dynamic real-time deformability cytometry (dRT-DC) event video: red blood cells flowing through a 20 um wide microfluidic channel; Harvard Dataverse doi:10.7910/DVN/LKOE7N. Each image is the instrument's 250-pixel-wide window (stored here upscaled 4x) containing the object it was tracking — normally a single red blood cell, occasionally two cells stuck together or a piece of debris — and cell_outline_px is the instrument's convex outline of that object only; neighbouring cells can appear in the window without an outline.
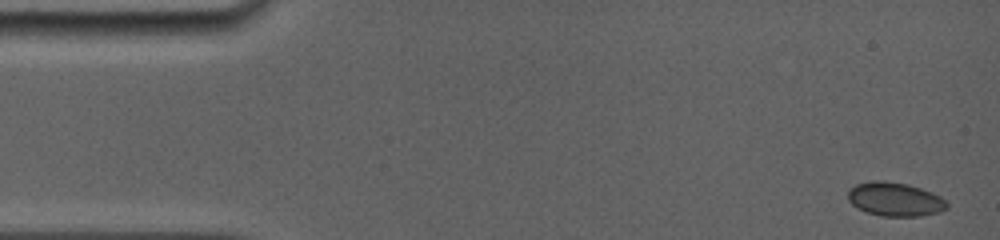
{"species": "common noctule bat (a hibernating species)", "species_latin": "Nyctalus noctula", "temperature_condition": "room temperature", "stored_images_in_passage": 38, "camera_frame_rate_fps": 5000, "um_per_image_px": 0.085, "animal": {"sex": "female", "body_mass_g": 19.0, "forearm_length_mm": 56.7}, "frame": {"image": 1, "passage_image": 1, "time_ms": 0.0, "image_size_px": [1000, 240], "cell_outline_px": [[948, 208], [940, 212], [920, 216], [880, 216], [868, 212], [852, 204], [848, 200], [848, 188], [856, 184], [880, 180], [908, 184], [932, 192], [940, 196], [948, 204]], "centroid_in_image_um": [76.08, 16.94], "position_along_channel_um": 8.9, "area_um2": 19.42}}
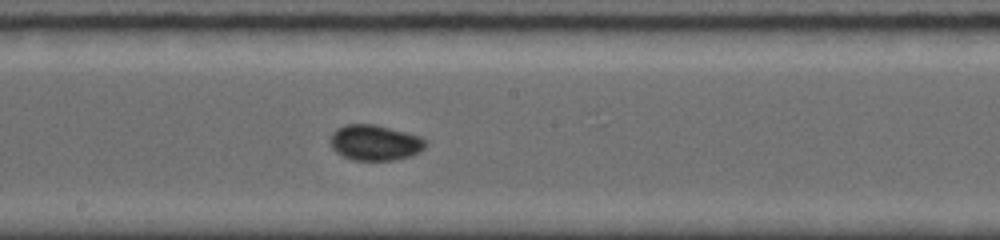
{"frame": {"image": 2, "passage_image": 22, "time_ms": 8.2, "image_size_px": [1000, 240], "cell_outline_px": [[428, 144], [420, 152], [412, 156], [392, 160], [352, 160], [336, 152], [332, 148], [328, 140], [332, 132], [336, 128], [344, 124], [372, 124], [420, 136], [428, 140]], "centroid_in_image_um": [31.86, 12.13], "position_along_channel_um": 216.3, "area_um2": 19.94}}
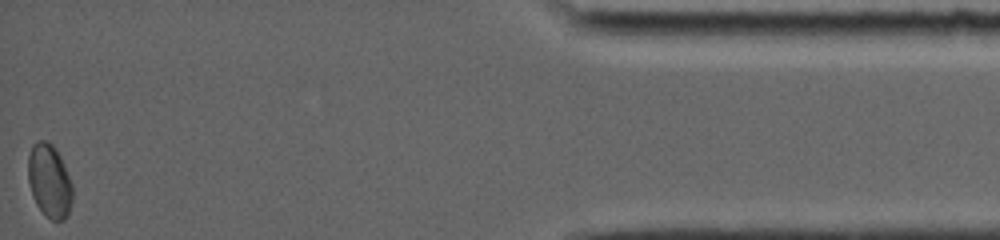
{"frame": {"image": 3, "passage_image": 38, "time_ms": 15.4, "image_size_px": [1000, 240], "cell_outline_px": [[72, 204], [64, 220], [52, 220], [36, 204], [32, 196], [28, 180], [28, 156], [32, 144], [36, 140], [48, 140], [56, 148], [64, 164], [72, 184]], "centroid_in_image_um": [4.19, 15.33], "position_along_channel_um": 431.0, "area_um2": 19.07}, "authors_computed_cell_mechanics": {"area_um2": 18.6405, "velocity_mm_per_s": 3.9377, "shape_relaxation_time_tau1_ms": 5.8651, "shape_relaxation_time_tau2_ms": null, "deformation_change_tau1": 0.0593, "deformation_change_tau2": null}}